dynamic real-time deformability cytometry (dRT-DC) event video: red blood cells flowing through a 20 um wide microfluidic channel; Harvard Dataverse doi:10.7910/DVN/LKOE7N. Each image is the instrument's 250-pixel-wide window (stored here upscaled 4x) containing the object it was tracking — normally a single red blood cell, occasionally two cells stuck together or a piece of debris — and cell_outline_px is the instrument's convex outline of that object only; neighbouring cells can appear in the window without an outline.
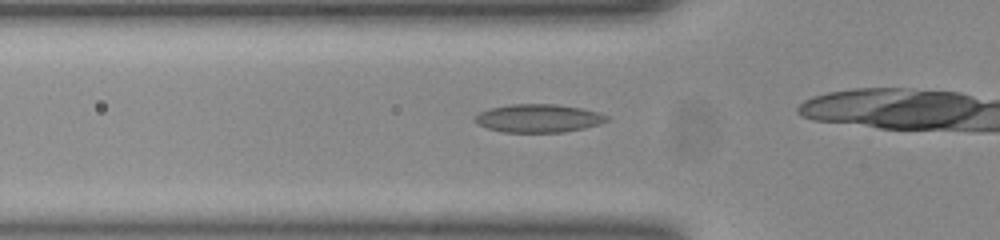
{"species": "common noctule bat (a hibernating species)", "species_latin": "Nyctalus noctula", "temperature_condition": "room temperature", "stored_images_in_passage": 25, "camera_frame_rate_fps": 3000, "um_per_image_px": 0.085, "animal": {"sex": "female", "body_mass_g": 23.0, "forearm_length_mm": 53.4}, "frame": {"image": 1, "passage_image": 4, "time_ms": 1.0, "image_size_px": [1000, 240], "cell_outline_px": [[608, 120], [600, 124], [584, 128], [560, 132], [504, 132], [488, 128], [472, 120], [480, 112], [488, 108], [508, 104], [556, 104], [580, 108], [600, 112], [608, 116]], "centroid_in_image_um": [45.77, 10.04], "position_along_channel_um": 80.0, "area_um2": 21.62}}
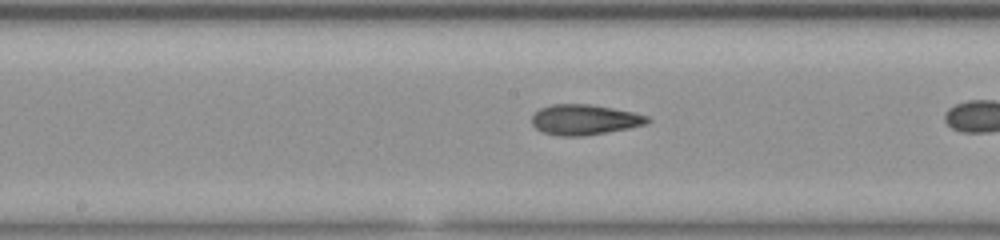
{"frame": {"image": 2, "passage_image": 13, "time_ms": 4.0, "image_size_px": [1000, 240], "cell_outline_px": [[652, 120], [644, 124], [628, 128], [580, 136], [560, 136], [544, 132], [536, 128], [532, 124], [532, 116], [540, 108], [552, 104], [592, 104], [632, 112], [648, 116]], "centroid_in_image_um": [49.66, 10.16], "position_along_channel_um": 198.5, "area_um2": 20.17}}
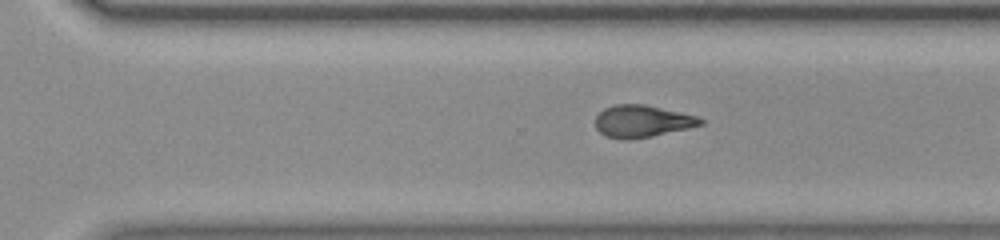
{"frame": {"image": 3, "passage_image": 22, "time_ms": 7.0, "image_size_px": [1000, 240], "cell_outline_px": [[704, 124], [688, 128], [652, 136], [628, 140], [608, 136], [600, 132], [596, 128], [596, 116], [604, 108], [616, 104], [644, 104], [696, 116], [704, 120]], "centroid_in_image_um": [54.58, 10.3], "position_along_channel_um": 316.0, "area_um2": 19.42}}